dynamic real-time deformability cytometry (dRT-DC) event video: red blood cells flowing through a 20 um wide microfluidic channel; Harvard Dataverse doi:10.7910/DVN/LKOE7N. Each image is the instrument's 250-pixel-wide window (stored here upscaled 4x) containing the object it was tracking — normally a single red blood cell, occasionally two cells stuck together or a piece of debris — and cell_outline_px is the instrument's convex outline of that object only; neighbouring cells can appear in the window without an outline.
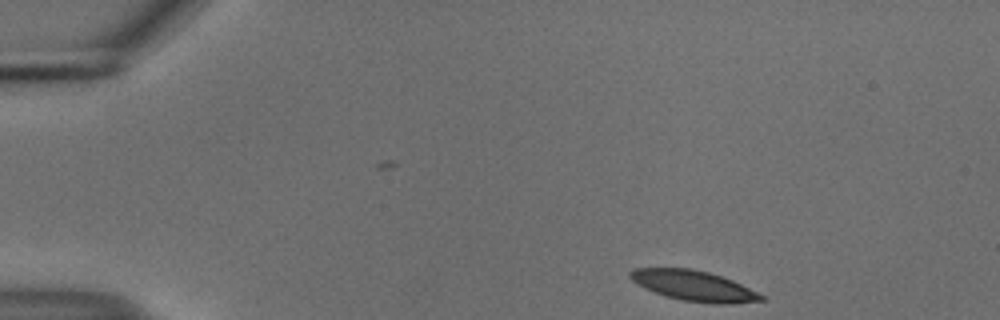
{"species": "common noctule bat (a hibernating species)", "species_latin": "Nyctalus noctula", "temperature_condition": "cold", "stored_images_in_passage": 48, "camera_frame_rate_fps": 3000, "um_per_image_px": 0.085, "animal": {"sex": "male", "body_mass_g": 18.8}, "frame": {"image": 1, "passage_image": 1, "time_ms": 0.0, "image_size_px": [1000, 320], "cell_outline_px": [[764, 300], [728, 304], [712, 304], [680, 300], [644, 288], [632, 280], [628, 276], [628, 272], [636, 268], [692, 268], [708, 272], [732, 280], [764, 296]], "centroid_in_image_um": [58.94, 24.29], "position_along_channel_um": 26.1, "area_um2": 22.95}}
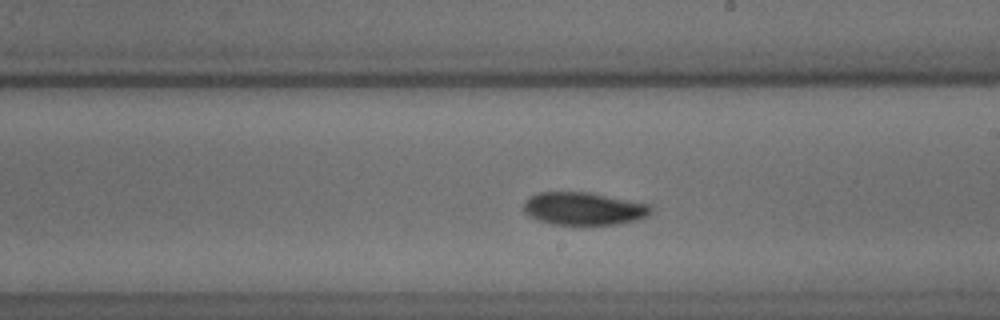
{"frame": {"image": 2, "passage_image": 25, "time_ms": 8.0, "image_size_px": [1000, 320], "cell_outline_px": [[652, 212], [648, 216], [636, 220], [616, 224], [552, 224], [528, 216], [524, 212], [524, 204], [536, 192], [588, 192], [652, 204]], "centroid_in_image_um": [49.66, 17.73], "position_along_channel_um": 239.3, "area_um2": 24.22}}
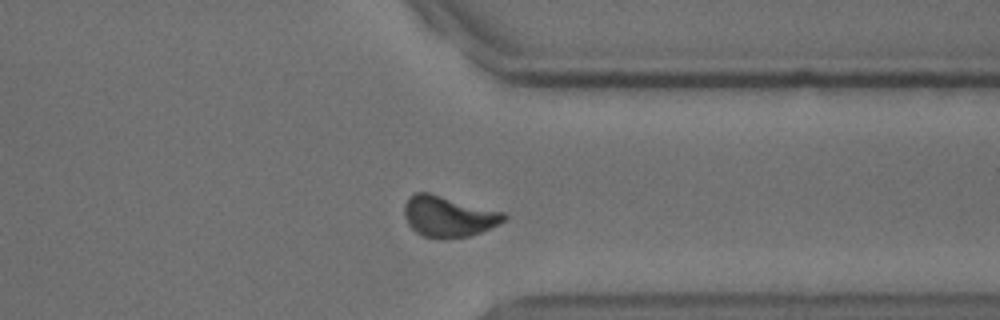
{"frame": {"image": 3, "passage_image": 36, "time_ms": 11.667, "image_size_px": [1000, 320], "cell_outline_px": [[508, 216], [504, 220], [480, 232], [468, 236], [444, 240], [420, 236], [408, 224], [404, 216], [404, 204], [408, 196], [416, 192], [428, 192], [504, 212]], "centroid_in_image_um": [38.06, 18.4], "position_along_channel_um": 373.3, "area_um2": 23.87}, "authors_computed_cell_mechanics": {"area_um2": 23.5824, "velocity_mm_per_s": 3.6737, "shape_relaxation_time_tau1_ms": 4.0598, "shape_relaxation_time_tau2_ms": null, "deformation_change_tau1": 0.1197, "deformation_change_tau2": null}}